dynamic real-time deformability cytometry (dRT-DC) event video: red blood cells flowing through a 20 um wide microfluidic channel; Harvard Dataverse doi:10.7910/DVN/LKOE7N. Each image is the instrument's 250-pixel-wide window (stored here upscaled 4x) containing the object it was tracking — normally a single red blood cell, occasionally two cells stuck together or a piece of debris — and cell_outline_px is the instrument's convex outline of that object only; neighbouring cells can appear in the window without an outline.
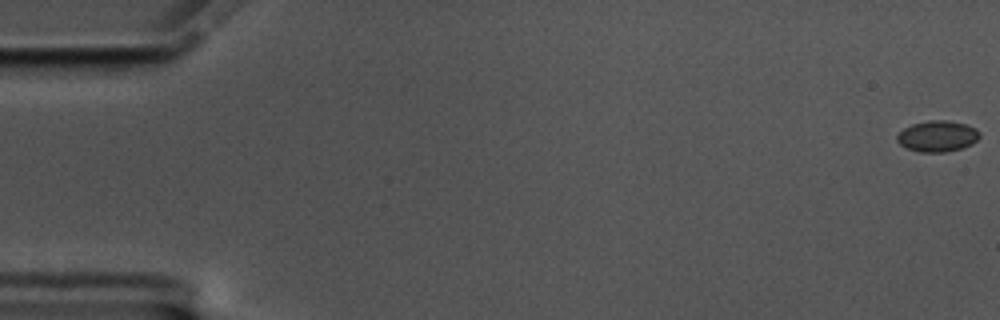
{"species": "common noctule bat (a hibernating species)", "species_latin": "Nyctalus noctula", "temperature_condition": "cold", "stored_images_in_passage": 40, "camera_frame_rate_fps": 3000, "um_per_image_px": 0.085, "animal": {"sex": "male", "body_mass_g": 17.5, "forearm_length_mm": 52.3}, "frame": {"image": 1, "passage_image": 1, "time_ms": 0.0, "image_size_px": [1000, 320], "cell_outline_px": [[976, 136], [968, 144], [956, 148], [912, 148], [904, 144], [900, 140], [900, 136], [908, 128], [916, 124], [960, 124], [972, 128], [976, 132]], "centroid_in_image_um": [79.71, 11.56], "position_along_channel_um": 5.3, "area_um2": 11.33}}
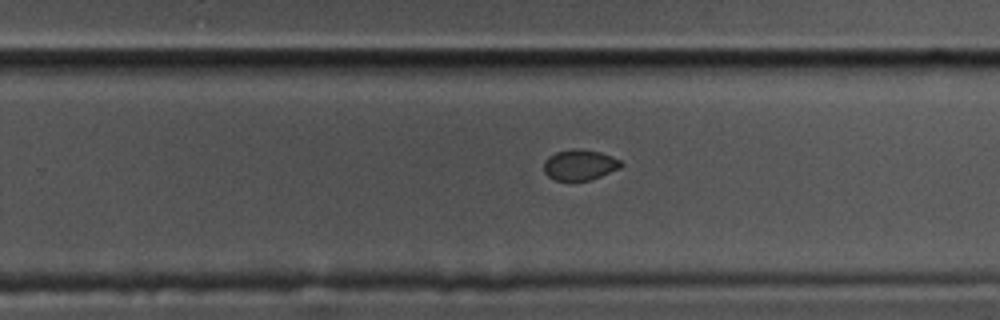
{"frame": {"image": 2, "passage_image": 37, "time_ms": 12.0, "image_size_px": [1000, 320], "cell_outline_px": [[620, 164], [616, 168], [596, 176], [584, 180], [560, 180], [552, 176], [544, 168], [544, 164], [552, 156], [560, 152], [592, 152], [608, 156], [616, 160]], "centroid_in_image_um": [49.23, 14.06], "position_along_channel_um": 280.6, "area_um2": 11.62}}
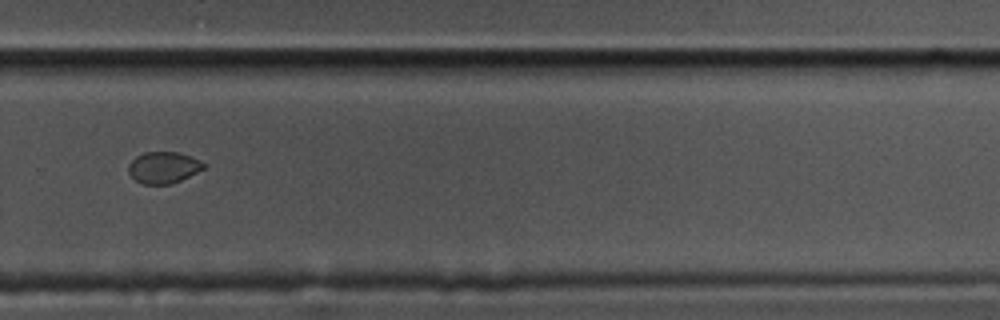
{"frame": {"image": 3, "passage_image": 40, "time_ms": 13.0, "image_size_px": [1000, 320], "cell_outline_px": [[204, 164], [200, 168], [176, 180], [164, 184], [148, 184], [140, 180], [132, 164], [140, 156], [152, 152], [172, 152], [196, 160]], "centroid_in_image_um": [13.95, 14.22], "position_along_channel_um": 315.9, "area_um2": 11.5}}